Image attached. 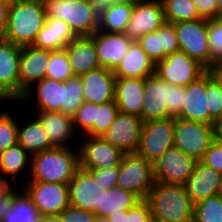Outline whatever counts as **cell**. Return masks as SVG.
Returning <instances> with one entry per match:
<instances>
[{"label":"cell","instance_id":"6da1fadb","mask_svg":"<svg viewBox=\"0 0 222 222\" xmlns=\"http://www.w3.org/2000/svg\"><path fill=\"white\" fill-rule=\"evenodd\" d=\"M75 150L73 146L53 147L31 155L28 181L67 185L80 167L78 145Z\"/></svg>","mask_w":222,"mask_h":222},{"label":"cell","instance_id":"7a4b0ae2","mask_svg":"<svg viewBox=\"0 0 222 222\" xmlns=\"http://www.w3.org/2000/svg\"><path fill=\"white\" fill-rule=\"evenodd\" d=\"M46 19L43 0H13L9 6L8 25L1 38L21 47L32 45Z\"/></svg>","mask_w":222,"mask_h":222},{"label":"cell","instance_id":"3957f363","mask_svg":"<svg viewBox=\"0 0 222 222\" xmlns=\"http://www.w3.org/2000/svg\"><path fill=\"white\" fill-rule=\"evenodd\" d=\"M153 222H188L193 219L194 203L184 185L155 182L145 199Z\"/></svg>","mask_w":222,"mask_h":222},{"label":"cell","instance_id":"277c9868","mask_svg":"<svg viewBox=\"0 0 222 222\" xmlns=\"http://www.w3.org/2000/svg\"><path fill=\"white\" fill-rule=\"evenodd\" d=\"M185 87L161 80L155 73L145 78L142 121L176 118L186 99Z\"/></svg>","mask_w":222,"mask_h":222},{"label":"cell","instance_id":"5b68a950","mask_svg":"<svg viewBox=\"0 0 222 222\" xmlns=\"http://www.w3.org/2000/svg\"><path fill=\"white\" fill-rule=\"evenodd\" d=\"M47 18L66 22L77 36L92 35L99 26L89 0H43Z\"/></svg>","mask_w":222,"mask_h":222},{"label":"cell","instance_id":"8992f818","mask_svg":"<svg viewBox=\"0 0 222 222\" xmlns=\"http://www.w3.org/2000/svg\"><path fill=\"white\" fill-rule=\"evenodd\" d=\"M180 51L197 61L207 71L217 68L211 59L207 32V19L180 21L173 23Z\"/></svg>","mask_w":222,"mask_h":222},{"label":"cell","instance_id":"52a82bcc","mask_svg":"<svg viewBox=\"0 0 222 222\" xmlns=\"http://www.w3.org/2000/svg\"><path fill=\"white\" fill-rule=\"evenodd\" d=\"M153 163L137 153L123 154L117 176V186L146 199L155 183Z\"/></svg>","mask_w":222,"mask_h":222},{"label":"cell","instance_id":"ba28073f","mask_svg":"<svg viewBox=\"0 0 222 222\" xmlns=\"http://www.w3.org/2000/svg\"><path fill=\"white\" fill-rule=\"evenodd\" d=\"M214 141L213 125L174 118L173 146L200 161Z\"/></svg>","mask_w":222,"mask_h":222},{"label":"cell","instance_id":"9c48e42d","mask_svg":"<svg viewBox=\"0 0 222 222\" xmlns=\"http://www.w3.org/2000/svg\"><path fill=\"white\" fill-rule=\"evenodd\" d=\"M115 101L101 104L83 102L72 117L74 130L77 129L81 136L102 137L118 114ZM79 128V129H78Z\"/></svg>","mask_w":222,"mask_h":222},{"label":"cell","instance_id":"30bf717a","mask_svg":"<svg viewBox=\"0 0 222 222\" xmlns=\"http://www.w3.org/2000/svg\"><path fill=\"white\" fill-rule=\"evenodd\" d=\"M174 118L145 121L142 125L137 154L154 163L165 151L173 147Z\"/></svg>","mask_w":222,"mask_h":222},{"label":"cell","instance_id":"8fae6325","mask_svg":"<svg viewBox=\"0 0 222 222\" xmlns=\"http://www.w3.org/2000/svg\"><path fill=\"white\" fill-rule=\"evenodd\" d=\"M207 70L197 61L178 51L155 64L154 73L164 82L175 86H188L203 76Z\"/></svg>","mask_w":222,"mask_h":222},{"label":"cell","instance_id":"7c38bea8","mask_svg":"<svg viewBox=\"0 0 222 222\" xmlns=\"http://www.w3.org/2000/svg\"><path fill=\"white\" fill-rule=\"evenodd\" d=\"M20 52L21 46L0 37V103L20 100Z\"/></svg>","mask_w":222,"mask_h":222},{"label":"cell","instance_id":"4fadbf2b","mask_svg":"<svg viewBox=\"0 0 222 222\" xmlns=\"http://www.w3.org/2000/svg\"><path fill=\"white\" fill-rule=\"evenodd\" d=\"M196 163L194 158L173 146L153 163L155 181L184 185L193 173Z\"/></svg>","mask_w":222,"mask_h":222},{"label":"cell","instance_id":"5bb4252c","mask_svg":"<svg viewBox=\"0 0 222 222\" xmlns=\"http://www.w3.org/2000/svg\"><path fill=\"white\" fill-rule=\"evenodd\" d=\"M28 182V183H27ZM22 188L41 215L60 214L69 204L68 185L27 181Z\"/></svg>","mask_w":222,"mask_h":222},{"label":"cell","instance_id":"9a60e30c","mask_svg":"<svg viewBox=\"0 0 222 222\" xmlns=\"http://www.w3.org/2000/svg\"><path fill=\"white\" fill-rule=\"evenodd\" d=\"M80 139L78 150L81 168L101 169L115 167L120 164L124 153L103 137L81 136Z\"/></svg>","mask_w":222,"mask_h":222},{"label":"cell","instance_id":"2e32d148","mask_svg":"<svg viewBox=\"0 0 222 222\" xmlns=\"http://www.w3.org/2000/svg\"><path fill=\"white\" fill-rule=\"evenodd\" d=\"M165 22L161 1L145 0L134 5L132 16L123 33L135 42L145 34L156 31Z\"/></svg>","mask_w":222,"mask_h":222},{"label":"cell","instance_id":"e0dca14e","mask_svg":"<svg viewBox=\"0 0 222 222\" xmlns=\"http://www.w3.org/2000/svg\"><path fill=\"white\" fill-rule=\"evenodd\" d=\"M143 121L139 116L118 112L102 136L124 154L136 153L140 144Z\"/></svg>","mask_w":222,"mask_h":222},{"label":"cell","instance_id":"ac0fdd59","mask_svg":"<svg viewBox=\"0 0 222 222\" xmlns=\"http://www.w3.org/2000/svg\"><path fill=\"white\" fill-rule=\"evenodd\" d=\"M68 185L69 204L73 207L94 212L101 209L102 189L89 169L79 167Z\"/></svg>","mask_w":222,"mask_h":222},{"label":"cell","instance_id":"d6986e66","mask_svg":"<svg viewBox=\"0 0 222 222\" xmlns=\"http://www.w3.org/2000/svg\"><path fill=\"white\" fill-rule=\"evenodd\" d=\"M89 37L94 41L100 67L114 71L126 56L130 44L124 33L105 32L97 29Z\"/></svg>","mask_w":222,"mask_h":222},{"label":"cell","instance_id":"ffe728a7","mask_svg":"<svg viewBox=\"0 0 222 222\" xmlns=\"http://www.w3.org/2000/svg\"><path fill=\"white\" fill-rule=\"evenodd\" d=\"M51 50L36 48L32 45L22 46L20 52V99L33 84L46 77Z\"/></svg>","mask_w":222,"mask_h":222},{"label":"cell","instance_id":"44dd1931","mask_svg":"<svg viewBox=\"0 0 222 222\" xmlns=\"http://www.w3.org/2000/svg\"><path fill=\"white\" fill-rule=\"evenodd\" d=\"M84 102L101 104L115 99L116 77L104 67L81 74Z\"/></svg>","mask_w":222,"mask_h":222},{"label":"cell","instance_id":"7402d4cb","mask_svg":"<svg viewBox=\"0 0 222 222\" xmlns=\"http://www.w3.org/2000/svg\"><path fill=\"white\" fill-rule=\"evenodd\" d=\"M184 186L189 198L195 204L221 192L222 174L197 161L193 173Z\"/></svg>","mask_w":222,"mask_h":222},{"label":"cell","instance_id":"603a6c76","mask_svg":"<svg viewBox=\"0 0 222 222\" xmlns=\"http://www.w3.org/2000/svg\"><path fill=\"white\" fill-rule=\"evenodd\" d=\"M37 111L38 115L35 114V117L42 124L54 147L69 148L72 143L70 139L73 142H76L74 140L77 139L79 142V138H76L78 135L73 127L72 117L66 116L60 111Z\"/></svg>","mask_w":222,"mask_h":222},{"label":"cell","instance_id":"cb8c5ba5","mask_svg":"<svg viewBox=\"0 0 222 222\" xmlns=\"http://www.w3.org/2000/svg\"><path fill=\"white\" fill-rule=\"evenodd\" d=\"M32 96L36 97V102L33 101L36 103L34 104L36 110L60 111L63 105L64 82L45 77L27 89L19 102L23 101L26 104V101H29L30 103Z\"/></svg>","mask_w":222,"mask_h":222},{"label":"cell","instance_id":"d4e9b609","mask_svg":"<svg viewBox=\"0 0 222 222\" xmlns=\"http://www.w3.org/2000/svg\"><path fill=\"white\" fill-rule=\"evenodd\" d=\"M144 95L145 79L116 78L114 101L120 113L136 115L142 120Z\"/></svg>","mask_w":222,"mask_h":222},{"label":"cell","instance_id":"484cf974","mask_svg":"<svg viewBox=\"0 0 222 222\" xmlns=\"http://www.w3.org/2000/svg\"><path fill=\"white\" fill-rule=\"evenodd\" d=\"M64 50L74 76H80L100 67L95 43L89 36H77Z\"/></svg>","mask_w":222,"mask_h":222},{"label":"cell","instance_id":"4316f807","mask_svg":"<svg viewBox=\"0 0 222 222\" xmlns=\"http://www.w3.org/2000/svg\"><path fill=\"white\" fill-rule=\"evenodd\" d=\"M186 99L181 114L177 117L188 121L209 124V109L206 96V73L185 87Z\"/></svg>","mask_w":222,"mask_h":222},{"label":"cell","instance_id":"83f0119b","mask_svg":"<svg viewBox=\"0 0 222 222\" xmlns=\"http://www.w3.org/2000/svg\"><path fill=\"white\" fill-rule=\"evenodd\" d=\"M76 37L77 35L63 20L47 18L32 46L51 51L62 50Z\"/></svg>","mask_w":222,"mask_h":222},{"label":"cell","instance_id":"f1b7e54d","mask_svg":"<svg viewBox=\"0 0 222 222\" xmlns=\"http://www.w3.org/2000/svg\"><path fill=\"white\" fill-rule=\"evenodd\" d=\"M155 65L137 41L132 42L126 56L113 71L116 78H147L154 74Z\"/></svg>","mask_w":222,"mask_h":222},{"label":"cell","instance_id":"f546056e","mask_svg":"<svg viewBox=\"0 0 222 222\" xmlns=\"http://www.w3.org/2000/svg\"><path fill=\"white\" fill-rule=\"evenodd\" d=\"M25 170L30 175L31 155L19 144L0 153V175L4 180L16 183L17 178L20 179L19 175L24 174Z\"/></svg>","mask_w":222,"mask_h":222},{"label":"cell","instance_id":"4dcf8cb0","mask_svg":"<svg viewBox=\"0 0 222 222\" xmlns=\"http://www.w3.org/2000/svg\"><path fill=\"white\" fill-rule=\"evenodd\" d=\"M29 119V122L18 124V144L27 151L30 155H33L44 150L53 148L50 143L49 137L43 128L39 120L34 117ZM21 126V127H20Z\"/></svg>","mask_w":222,"mask_h":222},{"label":"cell","instance_id":"1f68e13d","mask_svg":"<svg viewBox=\"0 0 222 222\" xmlns=\"http://www.w3.org/2000/svg\"><path fill=\"white\" fill-rule=\"evenodd\" d=\"M141 200L135 193L115 186L109 190L102 191L101 209H96L94 213L98 216L107 217L110 214L119 213L120 210H128Z\"/></svg>","mask_w":222,"mask_h":222},{"label":"cell","instance_id":"d6a6232c","mask_svg":"<svg viewBox=\"0 0 222 222\" xmlns=\"http://www.w3.org/2000/svg\"><path fill=\"white\" fill-rule=\"evenodd\" d=\"M12 188V203L0 222H40L41 214L33 204L27 193L20 189V193Z\"/></svg>","mask_w":222,"mask_h":222},{"label":"cell","instance_id":"836d02e7","mask_svg":"<svg viewBox=\"0 0 222 222\" xmlns=\"http://www.w3.org/2000/svg\"><path fill=\"white\" fill-rule=\"evenodd\" d=\"M134 6L114 3L100 17L98 29L105 32L123 33L132 16Z\"/></svg>","mask_w":222,"mask_h":222},{"label":"cell","instance_id":"e575fe53","mask_svg":"<svg viewBox=\"0 0 222 222\" xmlns=\"http://www.w3.org/2000/svg\"><path fill=\"white\" fill-rule=\"evenodd\" d=\"M166 22L176 23L200 19L193 0H160Z\"/></svg>","mask_w":222,"mask_h":222},{"label":"cell","instance_id":"d590c367","mask_svg":"<svg viewBox=\"0 0 222 222\" xmlns=\"http://www.w3.org/2000/svg\"><path fill=\"white\" fill-rule=\"evenodd\" d=\"M220 73L214 69L206 72V96L209 109V125L222 117Z\"/></svg>","mask_w":222,"mask_h":222},{"label":"cell","instance_id":"8d00e7d4","mask_svg":"<svg viewBox=\"0 0 222 222\" xmlns=\"http://www.w3.org/2000/svg\"><path fill=\"white\" fill-rule=\"evenodd\" d=\"M194 222H222V194L210 196L194 204Z\"/></svg>","mask_w":222,"mask_h":222},{"label":"cell","instance_id":"74e56055","mask_svg":"<svg viewBox=\"0 0 222 222\" xmlns=\"http://www.w3.org/2000/svg\"><path fill=\"white\" fill-rule=\"evenodd\" d=\"M83 84L80 76H74L64 82L63 105L60 109L66 116L73 117L76 110L83 104Z\"/></svg>","mask_w":222,"mask_h":222},{"label":"cell","instance_id":"f35d334b","mask_svg":"<svg viewBox=\"0 0 222 222\" xmlns=\"http://www.w3.org/2000/svg\"><path fill=\"white\" fill-rule=\"evenodd\" d=\"M72 77H74V74L72 73L66 51L64 49L52 51L46 69V78L66 82Z\"/></svg>","mask_w":222,"mask_h":222},{"label":"cell","instance_id":"ab89813d","mask_svg":"<svg viewBox=\"0 0 222 222\" xmlns=\"http://www.w3.org/2000/svg\"><path fill=\"white\" fill-rule=\"evenodd\" d=\"M18 122L6 109L0 112V153L18 144Z\"/></svg>","mask_w":222,"mask_h":222},{"label":"cell","instance_id":"60d3db41","mask_svg":"<svg viewBox=\"0 0 222 222\" xmlns=\"http://www.w3.org/2000/svg\"><path fill=\"white\" fill-rule=\"evenodd\" d=\"M207 32L211 59L219 65L222 62V19H207Z\"/></svg>","mask_w":222,"mask_h":222},{"label":"cell","instance_id":"b9f144b4","mask_svg":"<svg viewBox=\"0 0 222 222\" xmlns=\"http://www.w3.org/2000/svg\"><path fill=\"white\" fill-rule=\"evenodd\" d=\"M137 42L154 65L162 61V42L158 29L145 34Z\"/></svg>","mask_w":222,"mask_h":222},{"label":"cell","instance_id":"7bdbcfd3","mask_svg":"<svg viewBox=\"0 0 222 222\" xmlns=\"http://www.w3.org/2000/svg\"><path fill=\"white\" fill-rule=\"evenodd\" d=\"M158 35H161L162 60L164 59L165 56L180 51L173 23L165 22L158 29Z\"/></svg>","mask_w":222,"mask_h":222},{"label":"cell","instance_id":"ee69618b","mask_svg":"<svg viewBox=\"0 0 222 222\" xmlns=\"http://www.w3.org/2000/svg\"><path fill=\"white\" fill-rule=\"evenodd\" d=\"M92 172V177L97 184H100L102 189L109 190L117 186V176L119 173V165L115 167H107L101 169H89Z\"/></svg>","mask_w":222,"mask_h":222},{"label":"cell","instance_id":"f6af8a7d","mask_svg":"<svg viewBox=\"0 0 222 222\" xmlns=\"http://www.w3.org/2000/svg\"><path fill=\"white\" fill-rule=\"evenodd\" d=\"M200 162L222 174V142L213 141Z\"/></svg>","mask_w":222,"mask_h":222},{"label":"cell","instance_id":"bcb514c9","mask_svg":"<svg viewBox=\"0 0 222 222\" xmlns=\"http://www.w3.org/2000/svg\"><path fill=\"white\" fill-rule=\"evenodd\" d=\"M125 222H153L148 202L142 199L134 207L128 209Z\"/></svg>","mask_w":222,"mask_h":222},{"label":"cell","instance_id":"7dc6e473","mask_svg":"<svg viewBox=\"0 0 222 222\" xmlns=\"http://www.w3.org/2000/svg\"><path fill=\"white\" fill-rule=\"evenodd\" d=\"M63 222H93L95 213L69 205L61 213Z\"/></svg>","mask_w":222,"mask_h":222},{"label":"cell","instance_id":"c3c4849f","mask_svg":"<svg viewBox=\"0 0 222 222\" xmlns=\"http://www.w3.org/2000/svg\"><path fill=\"white\" fill-rule=\"evenodd\" d=\"M197 13L201 18L215 19L217 18L216 0H193Z\"/></svg>","mask_w":222,"mask_h":222},{"label":"cell","instance_id":"681fc988","mask_svg":"<svg viewBox=\"0 0 222 222\" xmlns=\"http://www.w3.org/2000/svg\"><path fill=\"white\" fill-rule=\"evenodd\" d=\"M92 6L93 12L99 18L112 4L114 0H89Z\"/></svg>","mask_w":222,"mask_h":222},{"label":"cell","instance_id":"f907efd6","mask_svg":"<svg viewBox=\"0 0 222 222\" xmlns=\"http://www.w3.org/2000/svg\"><path fill=\"white\" fill-rule=\"evenodd\" d=\"M10 3H0V37L5 32L8 25Z\"/></svg>","mask_w":222,"mask_h":222},{"label":"cell","instance_id":"816d5d0a","mask_svg":"<svg viewBox=\"0 0 222 222\" xmlns=\"http://www.w3.org/2000/svg\"><path fill=\"white\" fill-rule=\"evenodd\" d=\"M213 135L215 142H222V117L214 121Z\"/></svg>","mask_w":222,"mask_h":222},{"label":"cell","instance_id":"f5cc1de1","mask_svg":"<svg viewBox=\"0 0 222 222\" xmlns=\"http://www.w3.org/2000/svg\"><path fill=\"white\" fill-rule=\"evenodd\" d=\"M12 203V189L3 197V205H0V221Z\"/></svg>","mask_w":222,"mask_h":222},{"label":"cell","instance_id":"db71d44e","mask_svg":"<svg viewBox=\"0 0 222 222\" xmlns=\"http://www.w3.org/2000/svg\"><path fill=\"white\" fill-rule=\"evenodd\" d=\"M12 183L4 180L0 175V205H3V197L12 189Z\"/></svg>","mask_w":222,"mask_h":222},{"label":"cell","instance_id":"11a10c76","mask_svg":"<svg viewBox=\"0 0 222 222\" xmlns=\"http://www.w3.org/2000/svg\"><path fill=\"white\" fill-rule=\"evenodd\" d=\"M125 216H127V210H123L116 214H110L107 216L111 222H125Z\"/></svg>","mask_w":222,"mask_h":222},{"label":"cell","instance_id":"9f6ffc18","mask_svg":"<svg viewBox=\"0 0 222 222\" xmlns=\"http://www.w3.org/2000/svg\"><path fill=\"white\" fill-rule=\"evenodd\" d=\"M40 222H63L60 214L42 215Z\"/></svg>","mask_w":222,"mask_h":222},{"label":"cell","instance_id":"6f0895ef","mask_svg":"<svg viewBox=\"0 0 222 222\" xmlns=\"http://www.w3.org/2000/svg\"><path fill=\"white\" fill-rule=\"evenodd\" d=\"M115 3H122V4H129V5H136L137 3L143 2L145 0H114Z\"/></svg>","mask_w":222,"mask_h":222},{"label":"cell","instance_id":"680465c9","mask_svg":"<svg viewBox=\"0 0 222 222\" xmlns=\"http://www.w3.org/2000/svg\"><path fill=\"white\" fill-rule=\"evenodd\" d=\"M217 4V18L222 16V0H216Z\"/></svg>","mask_w":222,"mask_h":222},{"label":"cell","instance_id":"91938a15","mask_svg":"<svg viewBox=\"0 0 222 222\" xmlns=\"http://www.w3.org/2000/svg\"><path fill=\"white\" fill-rule=\"evenodd\" d=\"M93 222H111L109 220L108 217L106 216H98V215H95V218H94V221Z\"/></svg>","mask_w":222,"mask_h":222},{"label":"cell","instance_id":"94428289","mask_svg":"<svg viewBox=\"0 0 222 222\" xmlns=\"http://www.w3.org/2000/svg\"><path fill=\"white\" fill-rule=\"evenodd\" d=\"M216 70L222 75V62L217 66Z\"/></svg>","mask_w":222,"mask_h":222},{"label":"cell","instance_id":"6125c7cd","mask_svg":"<svg viewBox=\"0 0 222 222\" xmlns=\"http://www.w3.org/2000/svg\"><path fill=\"white\" fill-rule=\"evenodd\" d=\"M220 91L222 93V75L220 74ZM222 96V94H221ZM221 105H222V97H221Z\"/></svg>","mask_w":222,"mask_h":222},{"label":"cell","instance_id":"be15d7a7","mask_svg":"<svg viewBox=\"0 0 222 222\" xmlns=\"http://www.w3.org/2000/svg\"><path fill=\"white\" fill-rule=\"evenodd\" d=\"M13 0H0V3H11Z\"/></svg>","mask_w":222,"mask_h":222}]
</instances>
